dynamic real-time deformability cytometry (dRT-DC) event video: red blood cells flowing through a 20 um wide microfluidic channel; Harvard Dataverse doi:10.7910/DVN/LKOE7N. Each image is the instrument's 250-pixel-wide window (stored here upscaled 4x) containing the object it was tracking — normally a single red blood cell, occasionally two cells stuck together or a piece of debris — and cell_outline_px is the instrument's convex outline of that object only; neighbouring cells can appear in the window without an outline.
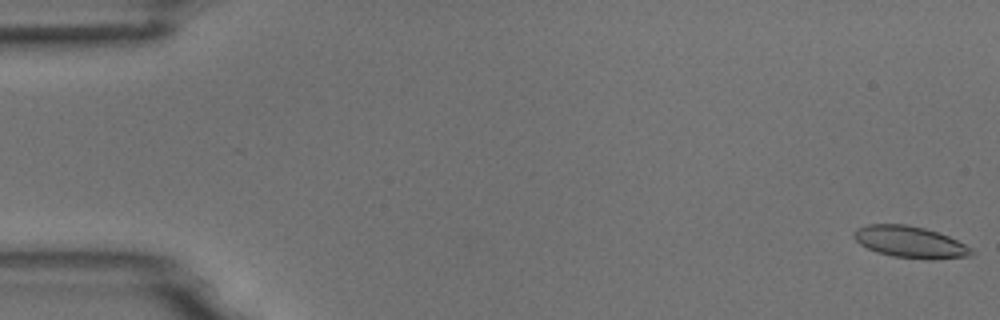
{"species": "common noctule bat (a hibernating species)", "species_latin": "Nyctalus noctula", "temperature_condition": "room temperature", "stored_images_in_passage": 55, "camera_frame_rate_fps": 3000, "um_per_image_px": 0.085, "animal": {"sex": "male", "body_mass_g": 18.8}, "frame": {"image": 1, "passage_image": 1, "time_ms": 0.0, "image_size_px": [1000, 320], "cell_outline_px": [[976, 252], [968, 256], [932, 260], [892, 256], [876, 252], [860, 244], [852, 236], [852, 232], [856, 228], [868, 224], [904, 224], [924, 228], [948, 236], [972, 248]], "centroid_in_image_um": [77.33, 20.57], "position_along_channel_um": 7.7, "area_um2": 21.68}}
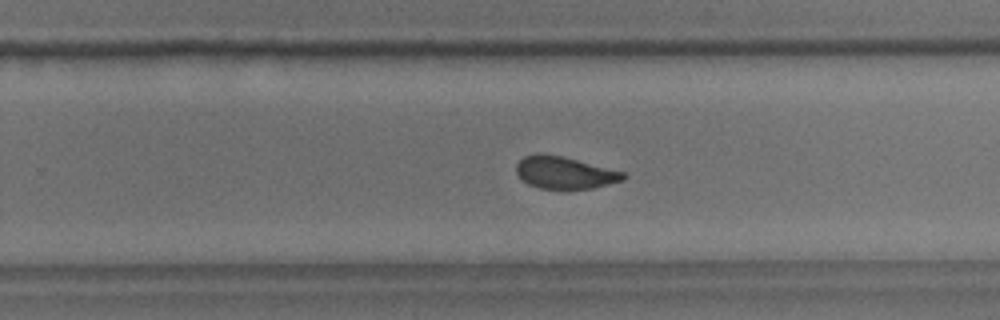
{"frame": {"image": 2, "passage_image": 35, "time_ms": 11.333, "image_size_px": [1000, 320], "cell_outline_px": [[628, 176], [624, 180], [592, 188], [540, 188], [528, 184], [516, 172], [516, 164], [524, 156], [536, 152], [544, 152], [624, 172]], "centroid_in_image_um": [47.97, 14.65], "position_along_channel_um": 281.8, "area_um2": 19.83}}
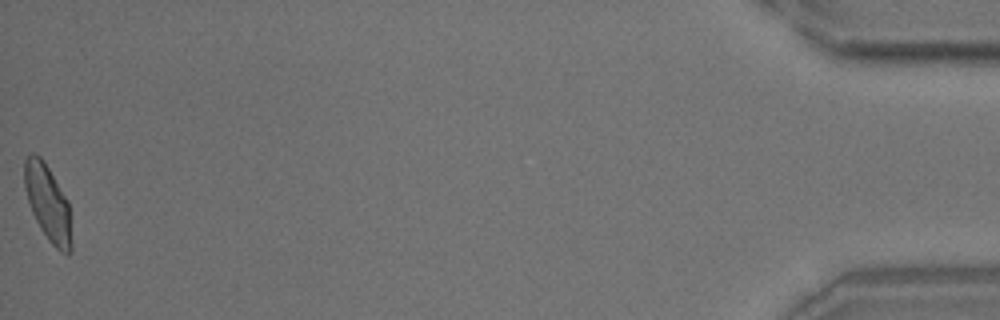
{"frame": {"image": 3, "passage_image": 55, "time_ms": 18.0, "image_size_px": [1000, 320], "cell_outline_px": [[72, 252], [68, 256], [60, 252], [48, 240], [40, 228], [32, 212], [24, 188], [24, 160], [32, 152], [40, 156], [44, 160], [68, 200], [72, 240]], "centroid_in_image_um": [4.08, 17.28], "position_along_channel_um": 431.1, "area_um2": 21.1}, "authors_computed_cell_mechanics": {"area_um2": 21.2704, "velocity_mm_per_s": 3.6958, "shape_relaxation_time_tau1_ms": 5.0316, "shape_relaxation_time_tau2_ms": 1.3477, "deformation_change_tau1": 0.1406, "deformation_change_tau2": 0.0638}}